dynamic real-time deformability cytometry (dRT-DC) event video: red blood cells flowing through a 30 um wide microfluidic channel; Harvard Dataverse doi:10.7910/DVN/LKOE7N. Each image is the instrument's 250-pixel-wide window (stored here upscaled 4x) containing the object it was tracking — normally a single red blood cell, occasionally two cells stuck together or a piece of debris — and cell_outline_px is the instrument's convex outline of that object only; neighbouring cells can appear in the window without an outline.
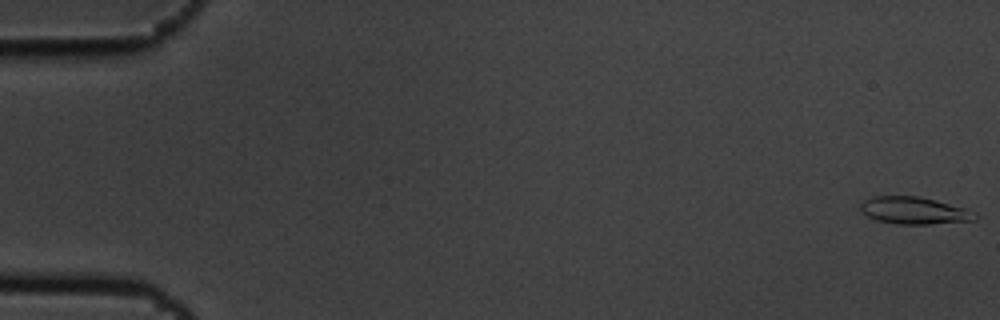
{"species": "common noctule bat (a hibernating species)", "species_latin": "Nyctalus noctula", "temperature_condition": "cold", "stored_images_in_passage": 6, "camera_frame_rate_fps": 3000, "um_per_image_px": 0.085, "animal": {"sex": "male", "body_mass_g": 19.5, "forearm_length_mm": 54.6}, "frame": {"image": 1, "passage_image": 1, "time_ms": 0.0, "image_size_px": [1000, 320], "cell_outline_px": [[980, 216], [976, 220], [928, 224], [900, 224], [876, 220], [868, 216], [860, 208], [860, 204], [864, 200], [872, 196], [920, 196], [936, 200], [964, 208], [976, 212]], "centroid_in_image_um": [77.74, 17.89], "position_along_channel_um": 7.3, "area_um2": 18.15}}